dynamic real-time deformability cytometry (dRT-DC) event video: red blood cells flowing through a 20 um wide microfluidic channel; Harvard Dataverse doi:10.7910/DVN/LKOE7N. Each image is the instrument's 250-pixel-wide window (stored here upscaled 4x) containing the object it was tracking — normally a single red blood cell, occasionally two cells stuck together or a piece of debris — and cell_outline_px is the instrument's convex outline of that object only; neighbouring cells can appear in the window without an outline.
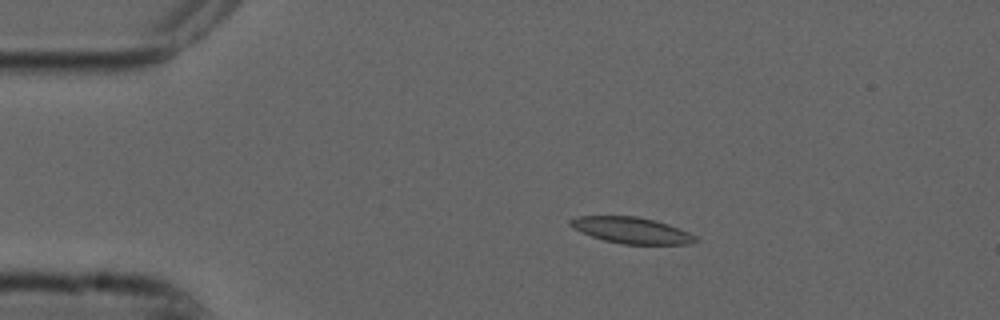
{"species": "common noctule bat (a hibernating species)", "species_latin": "Nyctalus noctula", "temperature_condition": "cold", "stored_images_in_passage": 53, "camera_frame_rate_fps": 3000, "um_per_image_px": 0.085, "animal": {"sex": "male", "forearm_length_mm": 52.5}, "frame": {"image": 1, "passage_image": 9, "time_ms": 2.667, "image_size_px": [1000, 320], "cell_outline_px": [[700, 240], [688, 244], [620, 244], [604, 240], [580, 232], [572, 228], [568, 224], [568, 220], [580, 216], [636, 216], [656, 220], [668, 224], [688, 232], [696, 236]], "centroid_in_image_um": [53.66, 19.57], "position_along_channel_um": 31.3, "area_um2": 19.19}}
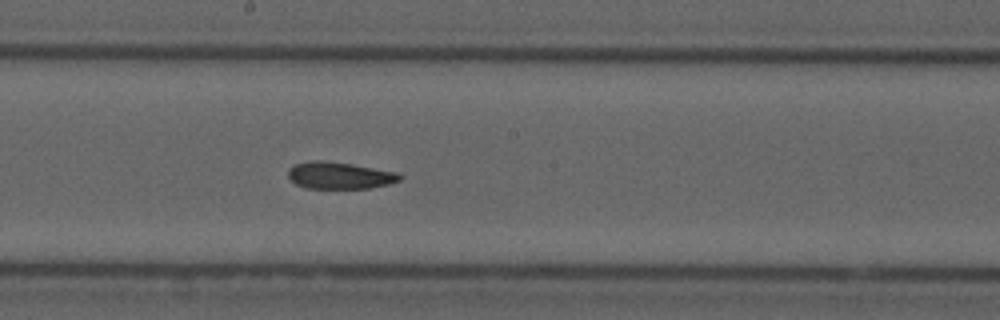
{"frame": {"image": 2, "passage_image": 28, "time_ms": 9.0, "image_size_px": [1000, 320], "cell_outline_px": [[404, 176], [400, 180], [388, 184], [368, 188], [304, 188], [296, 184], [288, 176], [288, 168], [296, 164], [312, 160], [320, 160], [352, 164], [400, 172]], "centroid_in_image_um": [28.89, 14.91], "position_along_channel_um": 219.3, "area_um2": 17.57}}
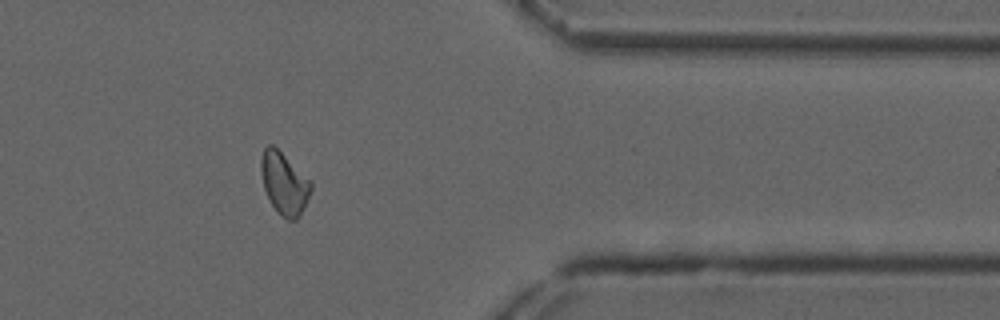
{"frame": {"image": 3, "passage_image": 43, "time_ms": 14.0, "image_size_px": [1000, 320], "cell_outline_px": [[312, 188], [300, 216], [296, 220], [288, 220], [276, 212], [264, 188], [260, 172], [260, 160], [264, 148], [268, 144], [272, 144], [312, 180]], "centroid_in_image_um": [24.16, 15.58], "position_along_channel_um": 387.2, "area_um2": 18.15}, "authors_computed_cell_mechanics": {"area_um2": 18.3804, "velocity_mm_per_s": 3.7374, "shape_relaxation_time_tau1_ms": null, "shape_relaxation_time_tau2_ms": 3.4764, "deformation_change_tau1": null, "deformation_change_tau2": 0.0854}}